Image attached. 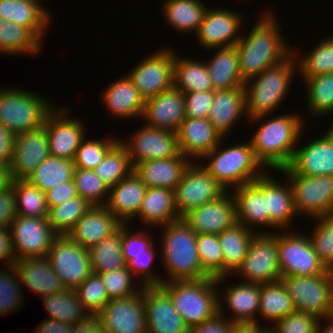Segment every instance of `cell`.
I'll return each mask as SVG.
<instances>
[{
	"label": "cell",
	"instance_id": "33",
	"mask_svg": "<svg viewBox=\"0 0 333 333\" xmlns=\"http://www.w3.org/2000/svg\"><path fill=\"white\" fill-rule=\"evenodd\" d=\"M102 99L112 115L128 120L130 117H142L145 99L128 75L112 82L103 93Z\"/></svg>",
	"mask_w": 333,
	"mask_h": 333
},
{
	"label": "cell",
	"instance_id": "52",
	"mask_svg": "<svg viewBox=\"0 0 333 333\" xmlns=\"http://www.w3.org/2000/svg\"><path fill=\"white\" fill-rule=\"evenodd\" d=\"M202 269L213 278L223 277V253L217 234H197Z\"/></svg>",
	"mask_w": 333,
	"mask_h": 333
},
{
	"label": "cell",
	"instance_id": "9",
	"mask_svg": "<svg viewBox=\"0 0 333 333\" xmlns=\"http://www.w3.org/2000/svg\"><path fill=\"white\" fill-rule=\"evenodd\" d=\"M285 175L292 188L297 215L304 213L316 219L333 213V176Z\"/></svg>",
	"mask_w": 333,
	"mask_h": 333
},
{
	"label": "cell",
	"instance_id": "6",
	"mask_svg": "<svg viewBox=\"0 0 333 333\" xmlns=\"http://www.w3.org/2000/svg\"><path fill=\"white\" fill-rule=\"evenodd\" d=\"M220 145L221 141L204 156L205 160L208 158L209 163L203 167L226 191L230 186L234 189L254 182L264 173V168L255 158L250 141L224 149L220 148Z\"/></svg>",
	"mask_w": 333,
	"mask_h": 333
},
{
	"label": "cell",
	"instance_id": "63",
	"mask_svg": "<svg viewBox=\"0 0 333 333\" xmlns=\"http://www.w3.org/2000/svg\"><path fill=\"white\" fill-rule=\"evenodd\" d=\"M45 195L48 209L61 205L67 200L78 197L77 189L73 179L58 184L56 187L45 192Z\"/></svg>",
	"mask_w": 333,
	"mask_h": 333
},
{
	"label": "cell",
	"instance_id": "44",
	"mask_svg": "<svg viewBox=\"0 0 333 333\" xmlns=\"http://www.w3.org/2000/svg\"><path fill=\"white\" fill-rule=\"evenodd\" d=\"M41 42L29 28L0 18V51L4 54H37Z\"/></svg>",
	"mask_w": 333,
	"mask_h": 333
},
{
	"label": "cell",
	"instance_id": "26",
	"mask_svg": "<svg viewBox=\"0 0 333 333\" xmlns=\"http://www.w3.org/2000/svg\"><path fill=\"white\" fill-rule=\"evenodd\" d=\"M122 225L123 223L105 206H92L67 235L75 243L89 250Z\"/></svg>",
	"mask_w": 333,
	"mask_h": 333
},
{
	"label": "cell",
	"instance_id": "30",
	"mask_svg": "<svg viewBox=\"0 0 333 333\" xmlns=\"http://www.w3.org/2000/svg\"><path fill=\"white\" fill-rule=\"evenodd\" d=\"M266 171L261 175V191L264 193L267 211L269 212V227L283 230L292 225V219L296 214L293 202V192L289 185H281L267 175ZM270 176V177H269ZM287 187V188H286Z\"/></svg>",
	"mask_w": 333,
	"mask_h": 333
},
{
	"label": "cell",
	"instance_id": "67",
	"mask_svg": "<svg viewBox=\"0 0 333 333\" xmlns=\"http://www.w3.org/2000/svg\"><path fill=\"white\" fill-rule=\"evenodd\" d=\"M74 325L47 318L41 322L34 333H72Z\"/></svg>",
	"mask_w": 333,
	"mask_h": 333
},
{
	"label": "cell",
	"instance_id": "22",
	"mask_svg": "<svg viewBox=\"0 0 333 333\" xmlns=\"http://www.w3.org/2000/svg\"><path fill=\"white\" fill-rule=\"evenodd\" d=\"M49 153L45 125L16 135L13 160L10 165L14 180H27Z\"/></svg>",
	"mask_w": 333,
	"mask_h": 333
},
{
	"label": "cell",
	"instance_id": "62",
	"mask_svg": "<svg viewBox=\"0 0 333 333\" xmlns=\"http://www.w3.org/2000/svg\"><path fill=\"white\" fill-rule=\"evenodd\" d=\"M222 305V302L219 301V314L215 318L190 328L189 333H232L236 323L223 317L225 309H222Z\"/></svg>",
	"mask_w": 333,
	"mask_h": 333
},
{
	"label": "cell",
	"instance_id": "73",
	"mask_svg": "<svg viewBox=\"0 0 333 333\" xmlns=\"http://www.w3.org/2000/svg\"><path fill=\"white\" fill-rule=\"evenodd\" d=\"M330 130L333 131V121L332 124L330 125Z\"/></svg>",
	"mask_w": 333,
	"mask_h": 333
},
{
	"label": "cell",
	"instance_id": "41",
	"mask_svg": "<svg viewBox=\"0 0 333 333\" xmlns=\"http://www.w3.org/2000/svg\"><path fill=\"white\" fill-rule=\"evenodd\" d=\"M163 5L164 18L177 30L195 31L202 23L207 7L200 0H166Z\"/></svg>",
	"mask_w": 333,
	"mask_h": 333
},
{
	"label": "cell",
	"instance_id": "49",
	"mask_svg": "<svg viewBox=\"0 0 333 333\" xmlns=\"http://www.w3.org/2000/svg\"><path fill=\"white\" fill-rule=\"evenodd\" d=\"M307 106L315 117L333 113V72L306 78Z\"/></svg>",
	"mask_w": 333,
	"mask_h": 333
},
{
	"label": "cell",
	"instance_id": "24",
	"mask_svg": "<svg viewBox=\"0 0 333 333\" xmlns=\"http://www.w3.org/2000/svg\"><path fill=\"white\" fill-rule=\"evenodd\" d=\"M185 117L184 94L173 86L145 100L141 118L149 127L177 132Z\"/></svg>",
	"mask_w": 333,
	"mask_h": 333
},
{
	"label": "cell",
	"instance_id": "32",
	"mask_svg": "<svg viewBox=\"0 0 333 333\" xmlns=\"http://www.w3.org/2000/svg\"><path fill=\"white\" fill-rule=\"evenodd\" d=\"M232 195L236 203L238 223L251 231H253L252 225L269 227V212L267 211L264 193L261 191V176L254 182L234 188Z\"/></svg>",
	"mask_w": 333,
	"mask_h": 333
},
{
	"label": "cell",
	"instance_id": "53",
	"mask_svg": "<svg viewBox=\"0 0 333 333\" xmlns=\"http://www.w3.org/2000/svg\"><path fill=\"white\" fill-rule=\"evenodd\" d=\"M76 291L83 307L91 316H96L110 301L99 274L92 273Z\"/></svg>",
	"mask_w": 333,
	"mask_h": 333
},
{
	"label": "cell",
	"instance_id": "28",
	"mask_svg": "<svg viewBox=\"0 0 333 333\" xmlns=\"http://www.w3.org/2000/svg\"><path fill=\"white\" fill-rule=\"evenodd\" d=\"M193 160L187 159L180 153L172 158L147 160L138 163L133 171L146 187L174 190Z\"/></svg>",
	"mask_w": 333,
	"mask_h": 333
},
{
	"label": "cell",
	"instance_id": "4",
	"mask_svg": "<svg viewBox=\"0 0 333 333\" xmlns=\"http://www.w3.org/2000/svg\"><path fill=\"white\" fill-rule=\"evenodd\" d=\"M226 277L164 282L160 286L170 295L174 308L190 329L212 320L219 314V296L216 287Z\"/></svg>",
	"mask_w": 333,
	"mask_h": 333
},
{
	"label": "cell",
	"instance_id": "66",
	"mask_svg": "<svg viewBox=\"0 0 333 333\" xmlns=\"http://www.w3.org/2000/svg\"><path fill=\"white\" fill-rule=\"evenodd\" d=\"M0 260H5V262H7L6 266L14 264L15 262L12 238L9 228H0Z\"/></svg>",
	"mask_w": 333,
	"mask_h": 333
},
{
	"label": "cell",
	"instance_id": "8",
	"mask_svg": "<svg viewBox=\"0 0 333 333\" xmlns=\"http://www.w3.org/2000/svg\"><path fill=\"white\" fill-rule=\"evenodd\" d=\"M254 234L241 267L237 270L246 283L266 284L279 281L281 271L277 247V232Z\"/></svg>",
	"mask_w": 333,
	"mask_h": 333
},
{
	"label": "cell",
	"instance_id": "43",
	"mask_svg": "<svg viewBox=\"0 0 333 333\" xmlns=\"http://www.w3.org/2000/svg\"><path fill=\"white\" fill-rule=\"evenodd\" d=\"M121 242L122 226L88 250L93 273H107L126 266Z\"/></svg>",
	"mask_w": 333,
	"mask_h": 333
},
{
	"label": "cell",
	"instance_id": "65",
	"mask_svg": "<svg viewBox=\"0 0 333 333\" xmlns=\"http://www.w3.org/2000/svg\"><path fill=\"white\" fill-rule=\"evenodd\" d=\"M16 135L0 123V163L11 165Z\"/></svg>",
	"mask_w": 333,
	"mask_h": 333
},
{
	"label": "cell",
	"instance_id": "3",
	"mask_svg": "<svg viewBox=\"0 0 333 333\" xmlns=\"http://www.w3.org/2000/svg\"><path fill=\"white\" fill-rule=\"evenodd\" d=\"M163 229L161 255L169 278L165 282L209 278L201 266L195 231L183 219L163 225Z\"/></svg>",
	"mask_w": 333,
	"mask_h": 333
},
{
	"label": "cell",
	"instance_id": "27",
	"mask_svg": "<svg viewBox=\"0 0 333 333\" xmlns=\"http://www.w3.org/2000/svg\"><path fill=\"white\" fill-rule=\"evenodd\" d=\"M146 185L133 171L130 175L119 181L115 186L109 188L110 194L106 198L105 207L110 210L123 224L131 221L138 214L144 195Z\"/></svg>",
	"mask_w": 333,
	"mask_h": 333
},
{
	"label": "cell",
	"instance_id": "71",
	"mask_svg": "<svg viewBox=\"0 0 333 333\" xmlns=\"http://www.w3.org/2000/svg\"><path fill=\"white\" fill-rule=\"evenodd\" d=\"M323 320H328L327 321V323L328 324H326V327H321L322 325L321 324H319L320 322V320H318V323H317V326H316V330H315V333H333V319L332 318H330V317H327V318H325V319H323Z\"/></svg>",
	"mask_w": 333,
	"mask_h": 333
},
{
	"label": "cell",
	"instance_id": "16",
	"mask_svg": "<svg viewBox=\"0 0 333 333\" xmlns=\"http://www.w3.org/2000/svg\"><path fill=\"white\" fill-rule=\"evenodd\" d=\"M161 50L141 60L128 73L145 100L173 87L175 52L166 48Z\"/></svg>",
	"mask_w": 333,
	"mask_h": 333
},
{
	"label": "cell",
	"instance_id": "51",
	"mask_svg": "<svg viewBox=\"0 0 333 333\" xmlns=\"http://www.w3.org/2000/svg\"><path fill=\"white\" fill-rule=\"evenodd\" d=\"M73 180L78 196L87 200L92 206H105V194L109 187L96 175L93 169L75 168Z\"/></svg>",
	"mask_w": 333,
	"mask_h": 333
},
{
	"label": "cell",
	"instance_id": "34",
	"mask_svg": "<svg viewBox=\"0 0 333 333\" xmlns=\"http://www.w3.org/2000/svg\"><path fill=\"white\" fill-rule=\"evenodd\" d=\"M0 18L29 28L43 40L51 15L37 0H0Z\"/></svg>",
	"mask_w": 333,
	"mask_h": 333
},
{
	"label": "cell",
	"instance_id": "58",
	"mask_svg": "<svg viewBox=\"0 0 333 333\" xmlns=\"http://www.w3.org/2000/svg\"><path fill=\"white\" fill-rule=\"evenodd\" d=\"M318 320L314 315L304 312L292 314L275 322L274 328H268L269 333H315Z\"/></svg>",
	"mask_w": 333,
	"mask_h": 333
},
{
	"label": "cell",
	"instance_id": "40",
	"mask_svg": "<svg viewBox=\"0 0 333 333\" xmlns=\"http://www.w3.org/2000/svg\"><path fill=\"white\" fill-rule=\"evenodd\" d=\"M175 56L173 86L183 94L214 90L205 63Z\"/></svg>",
	"mask_w": 333,
	"mask_h": 333
},
{
	"label": "cell",
	"instance_id": "5",
	"mask_svg": "<svg viewBox=\"0 0 333 333\" xmlns=\"http://www.w3.org/2000/svg\"><path fill=\"white\" fill-rule=\"evenodd\" d=\"M294 56L296 54H291L284 61L266 68L260 75L245 82L246 116H248V120L254 121L253 123L261 119L265 120L264 117L271 114L281 104L289 90L294 75L293 72L297 68L295 66H298L295 65L298 63Z\"/></svg>",
	"mask_w": 333,
	"mask_h": 333
},
{
	"label": "cell",
	"instance_id": "70",
	"mask_svg": "<svg viewBox=\"0 0 333 333\" xmlns=\"http://www.w3.org/2000/svg\"><path fill=\"white\" fill-rule=\"evenodd\" d=\"M258 323H236L232 333H268V328L259 327Z\"/></svg>",
	"mask_w": 333,
	"mask_h": 333
},
{
	"label": "cell",
	"instance_id": "39",
	"mask_svg": "<svg viewBox=\"0 0 333 333\" xmlns=\"http://www.w3.org/2000/svg\"><path fill=\"white\" fill-rule=\"evenodd\" d=\"M49 319L67 324H78L87 320L91 315L83 307L77 291L64 289L42 298Z\"/></svg>",
	"mask_w": 333,
	"mask_h": 333
},
{
	"label": "cell",
	"instance_id": "61",
	"mask_svg": "<svg viewBox=\"0 0 333 333\" xmlns=\"http://www.w3.org/2000/svg\"><path fill=\"white\" fill-rule=\"evenodd\" d=\"M215 90L184 94L186 117L208 118Z\"/></svg>",
	"mask_w": 333,
	"mask_h": 333
},
{
	"label": "cell",
	"instance_id": "45",
	"mask_svg": "<svg viewBox=\"0 0 333 333\" xmlns=\"http://www.w3.org/2000/svg\"><path fill=\"white\" fill-rule=\"evenodd\" d=\"M74 170L75 165L72 160L49 155L27 180L42 192H47L58 184L73 179Z\"/></svg>",
	"mask_w": 333,
	"mask_h": 333
},
{
	"label": "cell",
	"instance_id": "13",
	"mask_svg": "<svg viewBox=\"0 0 333 333\" xmlns=\"http://www.w3.org/2000/svg\"><path fill=\"white\" fill-rule=\"evenodd\" d=\"M193 162L174 189L175 206L181 218L190 210L215 201L226 192L202 164Z\"/></svg>",
	"mask_w": 333,
	"mask_h": 333
},
{
	"label": "cell",
	"instance_id": "31",
	"mask_svg": "<svg viewBox=\"0 0 333 333\" xmlns=\"http://www.w3.org/2000/svg\"><path fill=\"white\" fill-rule=\"evenodd\" d=\"M14 267L19 281L28 286L41 297L49 296L63 291L65 288L54 272L47 257H35L17 260Z\"/></svg>",
	"mask_w": 333,
	"mask_h": 333
},
{
	"label": "cell",
	"instance_id": "37",
	"mask_svg": "<svg viewBox=\"0 0 333 333\" xmlns=\"http://www.w3.org/2000/svg\"><path fill=\"white\" fill-rule=\"evenodd\" d=\"M226 291L224 299L227 308L234 314L229 321L235 323H257L256 313L260 306V285L243 283L230 286Z\"/></svg>",
	"mask_w": 333,
	"mask_h": 333
},
{
	"label": "cell",
	"instance_id": "50",
	"mask_svg": "<svg viewBox=\"0 0 333 333\" xmlns=\"http://www.w3.org/2000/svg\"><path fill=\"white\" fill-rule=\"evenodd\" d=\"M308 55L299 60L298 70L302 78L333 72V37L320 42Z\"/></svg>",
	"mask_w": 333,
	"mask_h": 333
},
{
	"label": "cell",
	"instance_id": "36",
	"mask_svg": "<svg viewBox=\"0 0 333 333\" xmlns=\"http://www.w3.org/2000/svg\"><path fill=\"white\" fill-rule=\"evenodd\" d=\"M255 233L256 231L253 232L237 222L218 234L223 253V277L237 274Z\"/></svg>",
	"mask_w": 333,
	"mask_h": 333
},
{
	"label": "cell",
	"instance_id": "54",
	"mask_svg": "<svg viewBox=\"0 0 333 333\" xmlns=\"http://www.w3.org/2000/svg\"><path fill=\"white\" fill-rule=\"evenodd\" d=\"M119 142L116 138L101 140H82L80 147L77 149L73 163L75 168L94 169L105 155Z\"/></svg>",
	"mask_w": 333,
	"mask_h": 333
},
{
	"label": "cell",
	"instance_id": "38",
	"mask_svg": "<svg viewBox=\"0 0 333 333\" xmlns=\"http://www.w3.org/2000/svg\"><path fill=\"white\" fill-rule=\"evenodd\" d=\"M212 49L217 50V53L212 57L213 59L205 64L213 89L244 87L245 81L240 75L238 53L235 46Z\"/></svg>",
	"mask_w": 333,
	"mask_h": 333
},
{
	"label": "cell",
	"instance_id": "72",
	"mask_svg": "<svg viewBox=\"0 0 333 333\" xmlns=\"http://www.w3.org/2000/svg\"><path fill=\"white\" fill-rule=\"evenodd\" d=\"M327 275L330 281V288H331V307L329 317L333 319V266L327 268Z\"/></svg>",
	"mask_w": 333,
	"mask_h": 333
},
{
	"label": "cell",
	"instance_id": "29",
	"mask_svg": "<svg viewBox=\"0 0 333 333\" xmlns=\"http://www.w3.org/2000/svg\"><path fill=\"white\" fill-rule=\"evenodd\" d=\"M243 114H246L244 87L215 90L207 119L223 138Z\"/></svg>",
	"mask_w": 333,
	"mask_h": 333
},
{
	"label": "cell",
	"instance_id": "11",
	"mask_svg": "<svg viewBox=\"0 0 333 333\" xmlns=\"http://www.w3.org/2000/svg\"><path fill=\"white\" fill-rule=\"evenodd\" d=\"M281 277L315 276L327 272V267L313 249L310 238L300 233H277Z\"/></svg>",
	"mask_w": 333,
	"mask_h": 333
},
{
	"label": "cell",
	"instance_id": "35",
	"mask_svg": "<svg viewBox=\"0 0 333 333\" xmlns=\"http://www.w3.org/2000/svg\"><path fill=\"white\" fill-rule=\"evenodd\" d=\"M137 215L143 223L152 226L182 219L175 206L174 190L160 187H147Z\"/></svg>",
	"mask_w": 333,
	"mask_h": 333
},
{
	"label": "cell",
	"instance_id": "18",
	"mask_svg": "<svg viewBox=\"0 0 333 333\" xmlns=\"http://www.w3.org/2000/svg\"><path fill=\"white\" fill-rule=\"evenodd\" d=\"M147 333H189L170 295L160 286H143Z\"/></svg>",
	"mask_w": 333,
	"mask_h": 333
},
{
	"label": "cell",
	"instance_id": "21",
	"mask_svg": "<svg viewBox=\"0 0 333 333\" xmlns=\"http://www.w3.org/2000/svg\"><path fill=\"white\" fill-rule=\"evenodd\" d=\"M226 191L215 201L190 210L182 219L196 234H219L237 223L234 196Z\"/></svg>",
	"mask_w": 333,
	"mask_h": 333
},
{
	"label": "cell",
	"instance_id": "56",
	"mask_svg": "<svg viewBox=\"0 0 333 333\" xmlns=\"http://www.w3.org/2000/svg\"><path fill=\"white\" fill-rule=\"evenodd\" d=\"M9 267V271L0 270V316L18 309L22 304L20 302L23 301L21 300L23 290L14 264Z\"/></svg>",
	"mask_w": 333,
	"mask_h": 333
},
{
	"label": "cell",
	"instance_id": "2",
	"mask_svg": "<svg viewBox=\"0 0 333 333\" xmlns=\"http://www.w3.org/2000/svg\"><path fill=\"white\" fill-rule=\"evenodd\" d=\"M301 115L287 114L274 117L258 128L251 141L257 161L262 167L278 170L290 163L303 129Z\"/></svg>",
	"mask_w": 333,
	"mask_h": 333
},
{
	"label": "cell",
	"instance_id": "59",
	"mask_svg": "<svg viewBox=\"0 0 333 333\" xmlns=\"http://www.w3.org/2000/svg\"><path fill=\"white\" fill-rule=\"evenodd\" d=\"M154 248V249H153ZM154 244L148 249V255H140V256H133V259H130L126 263V267L132 273V275L137 276L139 274V278H141V285L142 286H153V285H161L165 282L166 279L162 277H157L152 273L151 265L153 264L154 255L155 253ZM162 278V279H161Z\"/></svg>",
	"mask_w": 333,
	"mask_h": 333
},
{
	"label": "cell",
	"instance_id": "42",
	"mask_svg": "<svg viewBox=\"0 0 333 333\" xmlns=\"http://www.w3.org/2000/svg\"><path fill=\"white\" fill-rule=\"evenodd\" d=\"M295 311L292 298L281 280L260 285L258 315L273 324Z\"/></svg>",
	"mask_w": 333,
	"mask_h": 333
},
{
	"label": "cell",
	"instance_id": "14",
	"mask_svg": "<svg viewBox=\"0 0 333 333\" xmlns=\"http://www.w3.org/2000/svg\"><path fill=\"white\" fill-rule=\"evenodd\" d=\"M9 229L15 261L46 257L58 236L47 218L17 216Z\"/></svg>",
	"mask_w": 333,
	"mask_h": 333
},
{
	"label": "cell",
	"instance_id": "15",
	"mask_svg": "<svg viewBox=\"0 0 333 333\" xmlns=\"http://www.w3.org/2000/svg\"><path fill=\"white\" fill-rule=\"evenodd\" d=\"M96 317L104 333H147L143 286L131 296L110 300Z\"/></svg>",
	"mask_w": 333,
	"mask_h": 333
},
{
	"label": "cell",
	"instance_id": "10",
	"mask_svg": "<svg viewBox=\"0 0 333 333\" xmlns=\"http://www.w3.org/2000/svg\"><path fill=\"white\" fill-rule=\"evenodd\" d=\"M46 257L65 289L76 290L93 273L88 250L68 235H58Z\"/></svg>",
	"mask_w": 333,
	"mask_h": 333
},
{
	"label": "cell",
	"instance_id": "46",
	"mask_svg": "<svg viewBox=\"0 0 333 333\" xmlns=\"http://www.w3.org/2000/svg\"><path fill=\"white\" fill-rule=\"evenodd\" d=\"M133 165L126 148L119 141L93 170L96 175L109 187L133 172Z\"/></svg>",
	"mask_w": 333,
	"mask_h": 333
},
{
	"label": "cell",
	"instance_id": "17",
	"mask_svg": "<svg viewBox=\"0 0 333 333\" xmlns=\"http://www.w3.org/2000/svg\"><path fill=\"white\" fill-rule=\"evenodd\" d=\"M133 136L127 143L119 140L126 148L133 168L147 160L167 159L180 154L176 132L145 124Z\"/></svg>",
	"mask_w": 333,
	"mask_h": 333
},
{
	"label": "cell",
	"instance_id": "48",
	"mask_svg": "<svg viewBox=\"0 0 333 333\" xmlns=\"http://www.w3.org/2000/svg\"><path fill=\"white\" fill-rule=\"evenodd\" d=\"M92 205L80 196L49 208L47 220L58 235H67Z\"/></svg>",
	"mask_w": 333,
	"mask_h": 333
},
{
	"label": "cell",
	"instance_id": "12",
	"mask_svg": "<svg viewBox=\"0 0 333 333\" xmlns=\"http://www.w3.org/2000/svg\"><path fill=\"white\" fill-rule=\"evenodd\" d=\"M297 312L314 315L322 320L329 317L331 288L327 272L315 276L281 277Z\"/></svg>",
	"mask_w": 333,
	"mask_h": 333
},
{
	"label": "cell",
	"instance_id": "55",
	"mask_svg": "<svg viewBox=\"0 0 333 333\" xmlns=\"http://www.w3.org/2000/svg\"><path fill=\"white\" fill-rule=\"evenodd\" d=\"M317 225L310 238L314 251L328 267L333 266V217H318Z\"/></svg>",
	"mask_w": 333,
	"mask_h": 333
},
{
	"label": "cell",
	"instance_id": "64",
	"mask_svg": "<svg viewBox=\"0 0 333 333\" xmlns=\"http://www.w3.org/2000/svg\"><path fill=\"white\" fill-rule=\"evenodd\" d=\"M17 216L14 186H12L0 192V228H9Z\"/></svg>",
	"mask_w": 333,
	"mask_h": 333
},
{
	"label": "cell",
	"instance_id": "25",
	"mask_svg": "<svg viewBox=\"0 0 333 333\" xmlns=\"http://www.w3.org/2000/svg\"><path fill=\"white\" fill-rule=\"evenodd\" d=\"M176 134L180 153L190 160H202L223 140L207 118L185 117Z\"/></svg>",
	"mask_w": 333,
	"mask_h": 333
},
{
	"label": "cell",
	"instance_id": "57",
	"mask_svg": "<svg viewBox=\"0 0 333 333\" xmlns=\"http://www.w3.org/2000/svg\"><path fill=\"white\" fill-rule=\"evenodd\" d=\"M99 275L106 287L109 300L128 297L139 291L137 286L133 287V275L126 266Z\"/></svg>",
	"mask_w": 333,
	"mask_h": 333
},
{
	"label": "cell",
	"instance_id": "69",
	"mask_svg": "<svg viewBox=\"0 0 333 333\" xmlns=\"http://www.w3.org/2000/svg\"><path fill=\"white\" fill-rule=\"evenodd\" d=\"M13 176L9 165L0 163V192L8 190L13 186Z\"/></svg>",
	"mask_w": 333,
	"mask_h": 333
},
{
	"label": "cell",
	"instance_id": "23",
	"mask_svg": "<svg viewBox=\"0 0 333 333\" xmlns=\"http://www.w3.org/2000/svg\"><path fill=\"white\" fill-rule=\"evenodd\" d=\"M242 16L226 9H207L196 36L204 49L235 46L241 38ZM234 36V37H233Z\"/></svg>",
	"mask_w": 333,
	"mask_h": 333
},
{
	"label": "cell",
	"instance_id": "19",
	"mask_svg": "<svg viewBox=\"0 0 333 333\" xmlns=\"http://www.w3.org/2000/svg\"><path fill=\"white\" fill-rule=\"evenodd\" d=\"M60 109L54 108L44 123L49 153L51 156L73 161L82 140L86 138V128L79 120L67 118L65 107Z\"/></svg>",
	"mask_w": 333,
	"mask_h": 333
},
{
	"label": "cell",
	"instance_id": "1",
	"mask_svg": "<svg viewBox=\"0 0 333 333\" xmlns=\"http://www.w3.org/2000/svg\"><path fill=\"white\" fill-rule=\"evenodd\" d=\"M274 17L268 10V13L263 14L257 21L249 35L241 36L235 45L240 75L245 82L260 75L266 68L284 61L293 52L281 37Z\"/></svg>",
	"mask_w": 333,
	"mask_h": 333
},
{
	"label": "cell",
	"instance_id": "68",
	"mask_svg": "<svg viewBox=\"0 0 333 333\" xmlns=\"http://www.w3.org/2000/svg\"><path fill=\"white\" fill-rule=\"evenodd\" d=\"M72 333H104V331L99 319L90 316L84 322L75 324Z\"/></svg>",
	"mask_w": 333,
	"mask_h": 333
},
{
	"label": "cell",
	"instance_id": "47",
	"mask_svg": "<svg viewBox=\"0 0 333 333\" xmlns=\"http://www.w3.org/2000/svg\"><path fill=\"white\" fill-rule=\"evenodd\" d=\"M13 186L18 216L47 218L49 209L45 192L28 180H14Z\"/></svg>",
	"mask_w": 333,
	"mask_h": 333
},
{
	"label": "cell",
	"instance_id": "20",
	"mask_svg": "<svg viewBox=\"0 0 333 333\" xmlns=\"http://www.w3.org/2000/svg\"><path fill=\"white\" fill-rule=\"evenodd\" d=\"M328 130L321 138L296 148L288 166L280 171L284 174L333 176V131Z\"/></svg>",
	"mask_w": 333,
	"mask_h": 333
},
{
	"label": "cell",
	"instance_id": "7",
	"mask_svg": "<svg viewBox=\"0 0 333 333\" xmlns=\"http://www.w3.org/2000/svg\"><path fill=\"white\" fill-rule=\"evenodd\" d=\"M53 106L29 91L0 89V123L15 135L43 126Z\"/></svg>",
	"mask_w": 333,
	"mask_h": 333
},
{
	"label": "cell",
	"instance_id": "60",
	"mask_svg": "<svg viewBox=\"0 0 333 333\" xmlns=\"http://www.w3.org/2000/svg\"><path fill=\"white\" fill-rule=\"evenodd\" d=\"M126 227V224L122 225L121 248L124 261L127 263L130 259H133V256L148 255V249L154 243L151 237L149 238L144 234V231L131 234Z\"/></svg>",
	"mask_w": 333,
	"mask_h": 333
}]
</instances>
